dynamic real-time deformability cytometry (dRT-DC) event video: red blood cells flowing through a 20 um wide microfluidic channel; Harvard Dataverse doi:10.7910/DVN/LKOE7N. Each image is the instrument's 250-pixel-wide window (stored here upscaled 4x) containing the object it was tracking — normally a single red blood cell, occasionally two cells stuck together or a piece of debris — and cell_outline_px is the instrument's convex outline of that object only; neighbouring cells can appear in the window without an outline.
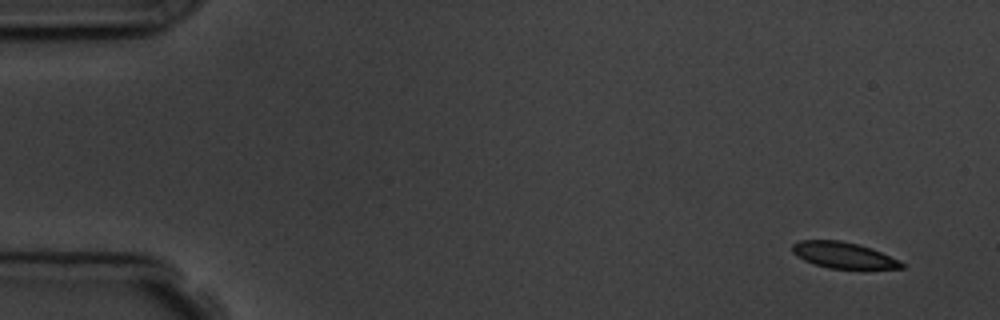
{"species": "common noctule bat (a hibernating species)", "species_latin": "Nyctalus noctula", "temperature_condition": "room temperature", "stored_images_in_passage": 7, "camera_frame_rate_fps": 3000, "um_per_image_px": 0.085, "animal": {"sex": "male", "body_mass_g": 19.5, "forearm_length_mm": 54.6}, "frame": {"image": 1, "passage_image": 1, "time_ms": 0.0, "image_size_px": [1000, 320], "cell_outline_px": [[904, 268], [828, 268], [804, 260], [796, 256], [792, 252], [792, 244], [800, 240], [840, 240], [860, 244], [872, 248], [900, 260], [904, 264]], "centroid_in_image_um": [71.68, 21.67], "position_along_channel_um": 13.3, "area_um2": 16.59}}
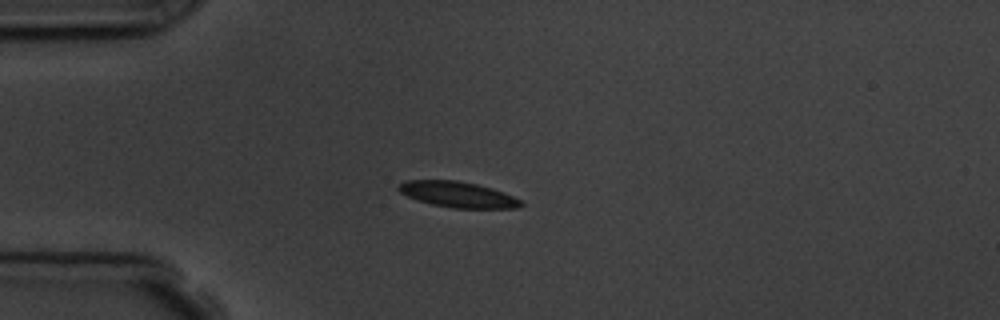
{"frame": {"image": 2, "passage_image": 4, "time_ms": 3.667, "image_size_px": [1000, 320], "cell_outline_px": [[524, 204], [516, 208], [452, 208], [432, 204], [408, 196], [400, 192], [396, 188], [404, 180], [456, 180], [476, 184], [492, 188], [504, 192], [520, 200]], "centroid_in_image_um": [38.91, 16.53], "position_along_channel_um": 46.1, "area_um2": 18.21}}